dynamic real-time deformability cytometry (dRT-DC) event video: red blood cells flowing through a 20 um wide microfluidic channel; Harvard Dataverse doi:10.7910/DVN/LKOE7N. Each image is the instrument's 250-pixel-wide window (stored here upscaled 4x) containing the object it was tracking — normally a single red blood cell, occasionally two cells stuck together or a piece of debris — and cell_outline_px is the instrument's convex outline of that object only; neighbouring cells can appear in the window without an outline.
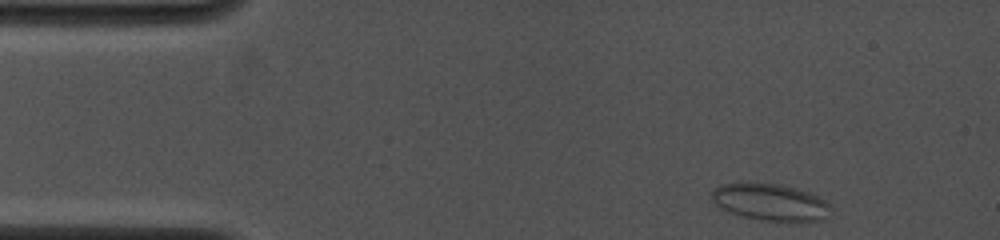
{"species": "common noctule bat (a hibernating species)", "species_latin": "Nyctalus noctula", "temperature_condition": "cold", "stored_images_in_passage": 32, "camera_frame_rate_fps": 4000, "um_per_image_px": 0.085, "animal": {"sex": "female", "body_mass_g": 19.0, "forearm_length_mm": 53.3}, "frame": {"image": 1, "passage_image": 1, "time_ms": 0.0, "image_size_px": [1000, 240], "cell_outline_px": [[832, 208], [828, 216], [824, 220], [788, 224], [760, 220], [740, 216], [728, 212], [720, 208], [712, 200], [712, 188], [720, 184], [744, 180], [780, 184], [796, 188], [820, 196], [832, 204]], "centroid_in_image_um": [65.5, 17.19], "position_along_channel_um": 19.5, "area_um2": 27.28}}
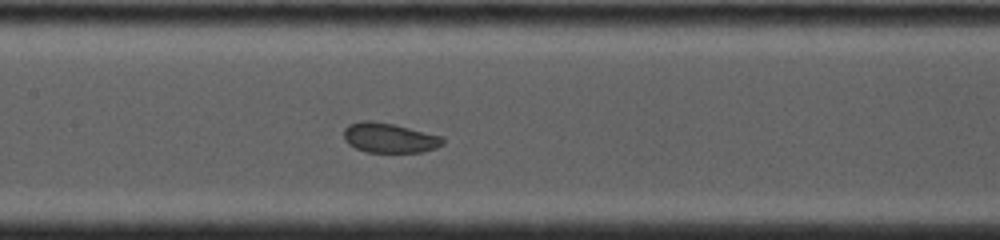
{"frame": {"image": 2, "passage_image": 14, "time_ms": 5.75, "image_size_px": [1000, 240], "cell_outline_px": [[444, 144], [436, 148], [420, 152], [368, 152], [356, 148], [348, 144], [344, 140], [344, 128], [348, 124], [360, 120], [372, 120], [392, 124], [444, 136]], "centroid_in_image_um": [33.09, 11.71], "position_along_channel_um": 174.3, "area_um2": 17.34}}
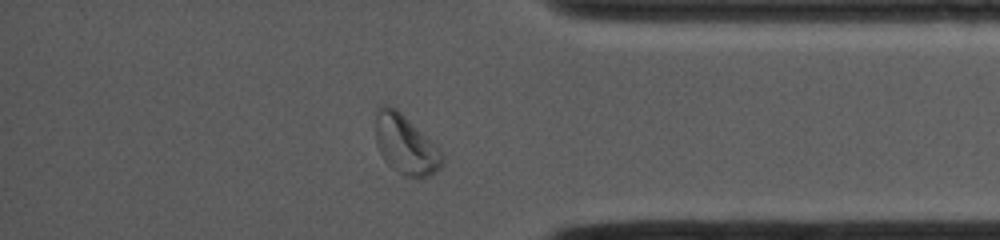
{"frame": {"image": 3, "passage_image": 28, "time_ms": 11.5, "image_size_px": [1000, 240], "cell_outline_px": [[444, 164], [436, 172], [428, 176], [404, 176], [392, 168], [384, 160], [376, 144], [376, 108], [384, 104], [388, 104], [396, 108], [436, 144], [444, 152]], "centroid_in_image_um": [34.49, 12.28], "position_along_channel_um": 400.7, "area_um2": 23.24}, "authors_computed_cell_mechanics": {"area_um2": 19.1318, "velocity_mm_per_s": 4.0289, "shape_relaxation_time_tau1_ms": null, "shape_relaxation_time_tau2_ms": 2.614, "deformation_change_tau1": null, "deformation_change_tau2": 0.0711}}